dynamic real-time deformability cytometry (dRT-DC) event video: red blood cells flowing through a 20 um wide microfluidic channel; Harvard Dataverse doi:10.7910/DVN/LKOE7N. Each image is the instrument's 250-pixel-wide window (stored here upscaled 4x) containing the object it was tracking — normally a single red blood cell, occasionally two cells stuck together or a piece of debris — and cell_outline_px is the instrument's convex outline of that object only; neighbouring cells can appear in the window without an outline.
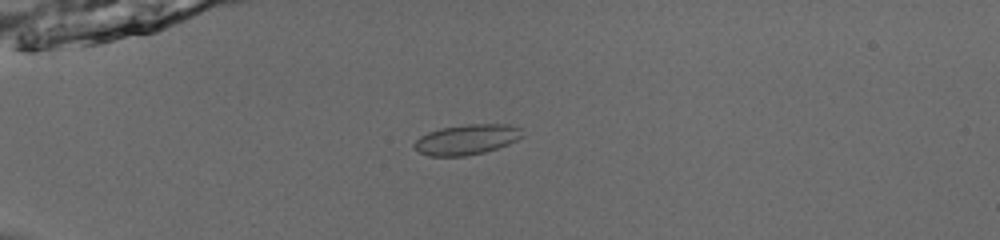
{"species": "common noctule bat (a hibernating species)", "species_latin": "Nyctalus noctula", "temperature_condition": "room temperature", "stored_images_in_passage": 54, "camera_frame_rate_fps": 3000, "um_per_image_px": 0.085, "animal": {"sex": "male", "body_mass_g": 13.0, "forearm_length_mm": 53.1}, "frame": {"image": 1, "passage_image": 17, "time_ms": 5.333, "image_size_px": [1000, 240], "cell_outline_px": [[524, 136], [508, 144], [484, 152], [464, 156], [428, 156], [412, 148], [412, 144], [420, 136], [428, 132], [440, 128], [468, 124], [508, 124], [520, 128]], "centroid_in_image_um": [39.64, 11.86], "position_along_channel_um": 45.4, "area_um2": 19.07}}
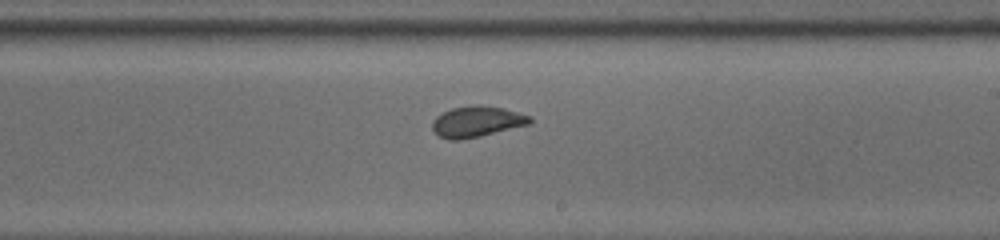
{"frame": {"image": 2, "passage_image": 35, "time_ms": 11.333, "image_size_px": [1000, 240], "cell_outline_px": [[532, 124], [480, 136], [460, 140], [448, 140], [440, 136], [432, 128], [432, 120], [436, 116], [452, 108], [472, 104], [480, 104], [500, 108], [532, 116]], "centroid_in_image_um": [40.54, 10.33], "position_along_channel_um": 248.5, "area_um2": 17.63}}
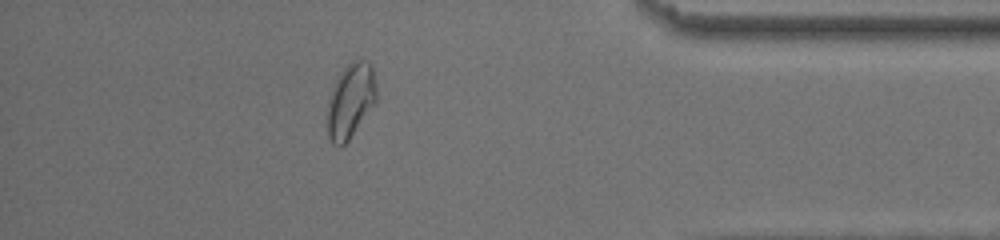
{"frame": {"image": 3, "passage_image": 49, "time_ms": 16.0, "image_size_px": [1000, 240], "cell_outline_px": [[376, 104], [348, 140], [340, 148], [332, 144], [328, 136], [328, 100], [336, 76], [352, 60], [364, 60], [372, 64], [376, 88]], "centroid_in_image_um": [29.8, 8.56], "position_along_channel_um": 405.4, "area_um2": 21.56}}